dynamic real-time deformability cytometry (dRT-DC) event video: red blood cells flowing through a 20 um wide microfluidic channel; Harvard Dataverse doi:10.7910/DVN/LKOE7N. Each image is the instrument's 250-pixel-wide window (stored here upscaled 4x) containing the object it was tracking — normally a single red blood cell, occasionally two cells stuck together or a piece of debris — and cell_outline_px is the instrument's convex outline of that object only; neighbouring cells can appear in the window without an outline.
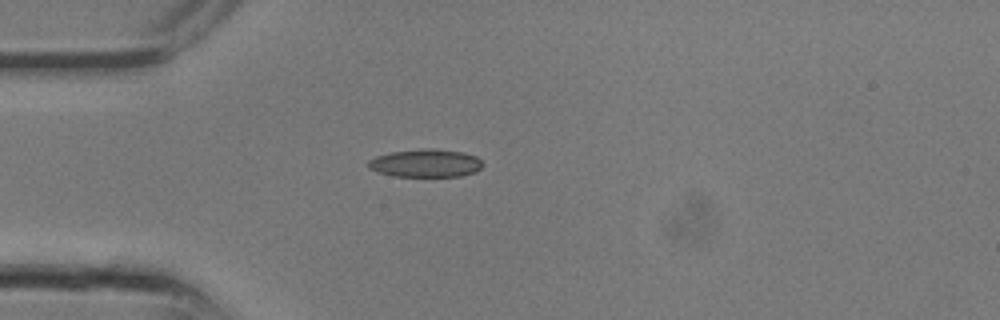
{"species": "common noctule bat (a hibernating species)", "species_latin": "Nyctalus noctula", "temperature_condition": "room temperature", "stored_images_in_passage": 5, "camera_frame_rate_fps": 3000, "um_per_image_px": 0.085, "animal": {"sex": "male", "body_mass_g": 13.3}, "frame": {"image": 1, "passage_image": 1, "time_ms": 0.0, "image_size_px": [1000, 320], "cell_outline_px": [[484, 164], [476, 172], [460, 176], [392, 176], [368, 168], [368, 160], [376, 156], [392, 152], [424, 148], [432, 148], [464, 152], [476, 156]], "centroid_in_image_um": [36.2, 13.86], "position_along_channel_um": 48.8, "area_um2": 18.67}}
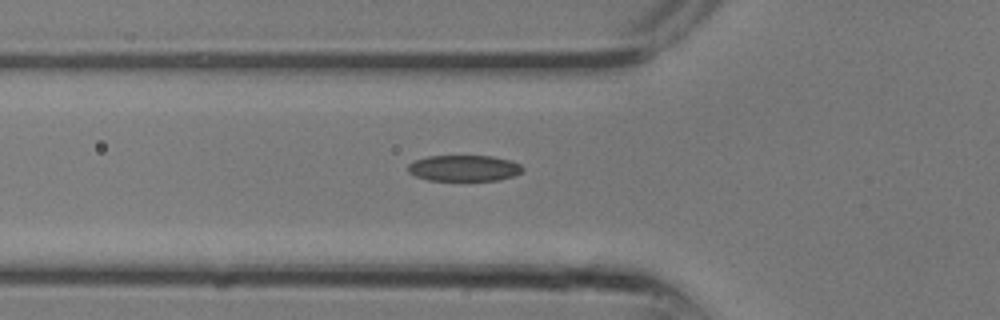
{"frame": {"image": 2, "passage_image": 3, "time_ms": 0.667, "image_size_px": [1000, 320], "cell_outline_px": [[524, 168], [520, 172], [512, 176], [500, 180], [428, 180], [416, 176], [408, 172], [408, 164], [416, 160], [428, 156], [492, 156], [512, 160], [520, 164]], "centroid_in_image_um": [39.45, 14.29], "position_along_channel_um": 86.3, "area_um2": 17.34}}
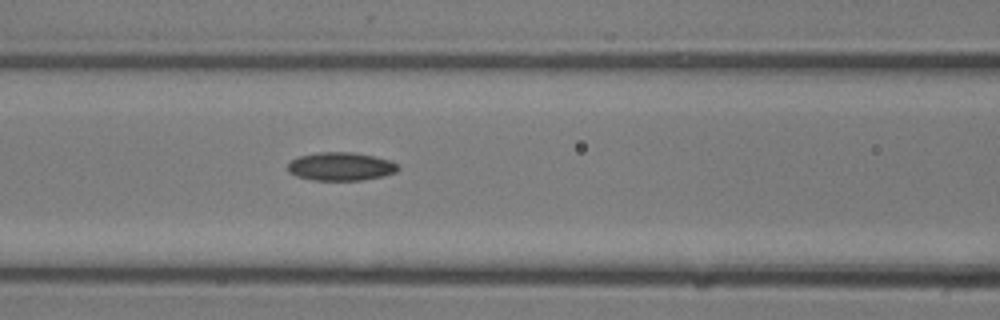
{"frame": {"image": 3, "passage_image": 5, "time_ms": 1.333, "image_size_px": [1000, 320], "cell_outline_px": [[400, 168], [396, 172], [384, 176], [360, 180], [312, 180], [296, 176], [288, 172], [288, 164], [292, 160], [300, 156], [316, 152], [352, 152], [392, 160]], "centroid_in_image_um": [28.97, 14.15], "position_along_channel_um": 137.6, "area_um2": 18.21}}